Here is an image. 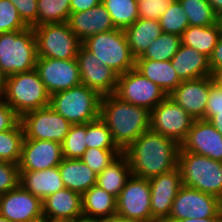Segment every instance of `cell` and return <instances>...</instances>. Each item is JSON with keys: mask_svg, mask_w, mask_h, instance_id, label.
Returning a JSON list of instances; mask_svg holds the SVG:
<instances>
[{"mask_svg": "<svg viewBox=\"0 0 222 222\" xmlns=\"http://www.w3.org/2000/svg\"><path fill=\"white\" fill-rule=\"evenodd\" d=\"M33 31L37 58L76 59L82 42L67 22L41 24L33 27Z\"/></svg>", "mask_w": 222, "mask_h": 222, "instance_id": "cell-8", "label": "cell"}, {"mask_svg": "<svg viewBox=\"0 0 222 222\" xmlns=\"http://www.w3.org/2000/svg\"><path fill=\"white\" fill-rule=\"evenodd\" d=\"M87 123L72 124L65 139L61 143L63 158L80 159L87 150Z\"/></svg>", "mask_w": 222, "mask_h": 222, "instance_id": "cell-37", "label": "cell"}, {"mask_svg": "<svg viewBox=\"0 0 222 222\" xmlns=\"http://www.w3.org/2000/svg\"><path fill=\"white\" fill-rule=\"evenodd\" d=\"M58 169L64 187L81 195L96 185L98 174L80 159L63 158Z\"/></svg>", "mask_w": 222, "mask_h": 222, "instance_id": "cell-26", "label": "cell"}, {"mask_svg": "<svg viewBox=\"0 0 222 222\" xmlns=\"http://www.w3.org/2000/svg\"><path fill=\"white\" fill-rule=\"evenodd\" d=\"M6 80H7V76L3 72V70L0 66V98H2L4 95V91H5V87H6Z\"/></svg>", "mask_w": 222, "mask_h": 222, "instance_id": "cell-53", "label": "cell"}, {"mask_svg": "<svg viewBox=\"0 0 222 222\" xmlns=\"http://www.w3.org/2000/svg\"><path fill=\"white\" fill-rule=\"evenodd\" d=\"M24 139L20 121L12 129L0 132V161L19 164Z\"/></svg>", "mask_w": 222, "mask_h": 222, "instance_id": "cell-32", "label": "cell"}, {"mask_svg": "<svg viewBox=\"0 0 222 222\" xmlns=\"http://www.w3.org/2000/svg\"><path fill=\"white\" fill-rule=\"evenodd\" d=\"M24 140H50L62 143L71 123L50 106L29 111L20 117Z\"/></svg>", "mask_w": 222, "mask_h": 222, "instance_id": "cell-10", "label": "cell"}, {"mask_svg": "<svg viewBox=\"0 0 222 222\" xmlns=\"http://www.w3.org/2000/svg\"><path fill=\"white\" fill-rule=\"evenodd\" d=\"M194 119L169 96L150 111V130L181 145Z\"/></svg>", "mask_w": 222, "mask_h": 222, "instance_id": "cell-11", "label": "cell"}, {"mask_svg": "<svg viewBox=\"0 0 222 222\" xmlns=\"http://www.w3.org/2000/svg\"><path fill=\"white\" fill-rule=\"evenodd\" d=\"M114 94L125 102L145 107L149 111L167 97L158 85L144 77L135 68L118 75Z\"/></svg>", "mask_w": 222, "mask_h": 222, "instance_id": "cell-12", "label": "cell"}, {"mask_svg": "<svg viewBox=\"0 0 222 222\" xmlns=\"http://www.w3.org/2000/svg\"><path fill=\"white\" fill-rule=\"evenodd\" d=\"M43 218L52 221H73L83 216L82 195L63 188L42 200Z\"/></svg>", "mask_w": 222, "mask_h": 222, "instance_id": "cell-21", "label": "cell"}, {"mask_svg": "<svg viewBox=\"0 0 222 222\" xmlns=\"http://www.w3.org/2000/svg\"><path fill=\"white\" fill-rule=\"evenodd\" d=\"M215 115H222V88L213 83L209 88L204 120L209 121Z\"/></svg>", "mask_w": 222, "mask_h": 222, "instance_id": "cell-44", "label": "cell"}, {"mask_svg": "<svg viewBox=\"0 0 222 222\" xmlns=\"http://www.w3.org/2000/svg\"><path fill=\"white\" fill-rule=\"evenodd\" d=\"M177 222H222V217H209V218H203V219L187 218V219L180 220Z\"/></svg>", "mask_w": 222, "mask_h": 222, "instance_id": "cell-49", "label": "cell"}, {"mask_svg": "<svg viewBox=\"0 0 222 222\" xmlns=\"http://www.w3.org/2000/svg\"><path fill=\"white\" fill-rule=\"evenodd\" d=\"M48 222H69V221H52V220H48Z\"/></svg>", "mask_w": 222, "mask_h": 222, "instance_id": "cell-58", "label": "cell"}, {"mask_svg": "<svg viewBox=\"0 0 222 222\" xmlns=\"http://www.w3.org/2000/svg\"><path fill=\"white\" fill-rule=\"evenodd\" d=\"M99 222H143V221L127 219V218L122 217L118 214H115L112 216H107L105 218H101V219H99Z\"/></svg>", "mask_w": 222, "mask_h": 222, "instance_id": "cell-48", "label": "cell"}, {"mask_svg": "<svg viewBox=\"0 0 222 222\" xmlns=\"http://www.w3.org/2000/svg\"><path fill=\"white\" fill-rule=\"evenodd\" d=\"M70 5V0H37V26L68 22L71 13Z\"/></svg>", "mask_w": 222, "mask_h": 222, "instance_id": "cell-34", "label": "cell"}, {"mask_svg": "<svg viewBox=\"0 0 222 222\" xmlns=\"http://www.w3.org/2000/svg\"><path fill=\"white\" fill-rule=\"evenodd\" d=\"M149 179L131 175L116 200V214L127 219L152 222Z\"/></svg>", "mask_w": 222, "mask_h": 222, "instance_id": "cell-13", "label": "cell"}, {"mask_svg": "<svg viewBox=\"0 0 222 222\" xmlns=\"http://www.w3.org/2000/svg\"><path fill=\"white\" fill-rule=\"evenodd\" d=\"M0 222H11V221L6 219L5 217L0 216Z\"/></svg>", "mask_w": 222, "mask_h": 222, "instance_id": "cell-56", "label": "cell"}, {"mask_svg": "<svg viewBox=\"0 0 222 222\" xmlns=\"http://www.w3.org/2000/svg\"><path fill=\"white\" fill-rule=\"evenodd\" d=\"M180 147L184 151L222 162V135L207 120H194Z\"/></svg>", "mask_w": 222, "mask_h": 222, "instance_id": "cell-20", "label": "cell"}, {"mask_svg": "<svg viewBox=\"0 0 222 222\" xmlns=\"http://www.w3.org/2000/svg\"><path fill=\"white\" fill-rule=\"evenodd\" d=\"M36 37L32 27L0 35V66L6 76L35 69Z\"/></svg>", "mask_w": 222, "mask_h": 222, "instance_id": "cell-7", "label": "cell"}, {"mask_svg": "<svg viewBox=\"0 0 222 222\" xmlns=\"http://www.w3.org/2000/svg\"><path fill=\"white\" fill-rule=\"evenodd\" d=\"M220 37L218 24L210 26H189L182 34L183 45L210 57Z\"/></svg>", "mask_w": 222, "mask_h": 222, "instance_id": "cell-30", "label": "cell"}, {"mask_svg": "<svg viewBox=\"0 0 222 222\" xmlns=\"http://www.w3.org/2000/svg\"><path fill=\"white\" fill-rule=\"evenodd\" d=\"M149 181L152 222H164L169 217L173 201L183 186L180 169L176 167Z\"/></svg>", "mask_w": 222, "mask_h": 222, "instance_id": "cell-15", "label": "cell"}, {"mask_svg": "<svg viewBox=\"0 0 222 222\" xmlns=\"http://www.w3.org/2000/svg\"><path fill=\"white\" fill-rule=\"evenodd\" d=\"M180 145L170 138L148 130L123 152L133 176L151 179L178 167Z\"/></svg>", "mask_w": 222, "mask_h": 222, "instance_id": "cell-1", "label": "cell"}, {"mask_svg": "<svg viewBox=\"0 0 222 222\" xmlns=\"http://www.w3.org/2000/svg\"><path fill=\"white\" fill-rule=\"evenodd\" d=\"M19 165L0 161V194L7 193L19 185Z\"/></svg>", "mask_w": 222, "mask_h": 222, "instance_id": "cell-41", "label": "cell"}, {"mask_svg": "<svg viewBox=\"0 0 222 222\" xmlns=\"http://www.w3.org/2000/svg\"><path fill=\"white\" fill-rule=\"evenodd\" d=\"M86 146L87 149H120L114 142L109 128L100 118L87 123Z\"/></svg>", "mask_w": 222, "mask_h": 222, "instance_id": "cell-38", "label": "cell"}, {"mask_svg": "<svg viewBox=\"0 0 222 222\" xmlns=\"http://www.w3.org/2000/svg\"><path fill=\"white\" fill-rule=\"evenodd\" d=\"M0 216L11 222H34L43 218L42 200L20 184L0 195Z\"/></svg>", "mask_w": 222, "mask_h": 222, "instance_id": "cell-17", "label": "cell"}, {"mask_svg": "<svg viewBox=\"0 0 222 222\" xmlns=\"http://www.w3.org/2000/svg\"><path fill=\"white\" fill-rule=\"evenodd\" d=\"M71 222H99V219L94 218H88L85 216L78 217L77 219L71 221Z\"/></svg>", "mask_w": 222, "mask_h": 222, "instance_id": "cell-54", "label": "cell"}, {"mask_svg": "<svg viewBox=\"0 0 222 222\" xmlns=\"http://www.w3.org/2000/svg\"><path fill=\"white\" fill-rule=\"evenodd\" d=\"M34 222H48V220L46 218H41V219L34 221Z\"/></svg>", "mask_w": 222, "mask_h": 222, "instance_id": "cell-57", "label": "cell"}, {"mask_svg": "<svg viewBox=\"0 0 222 222\" xmlns=\"http://www.w3.org/2000/svg\"><path fill=\"white\" fill-rule=\"evenodd\" d=\"M132 55L140 57L162 33L160 22L138 18L124 30Z\"/></svg>", "mask_w": 222, "mask_h": 222, "instance_id": "cell-27", "label": "cell"}, {"mask_svg": "<svg viewBox=\"0 0 222 222\" xmlns=\"http://www.w3.org/2000/svg\"><path fill=\"white\" fill-rule=\"evenodd\" d=\"M123 151L121 149L88 148L80 160L90 167L96 174H100Z\"/></svg>", "mask_w": 222, "mask_h": 222, "instance_id": "cell-39", "label": "cell"}, {"mask_svg": "<svg viewBox=\"0 0 222 222\" xmlns=\"http://www.w3.org/2000/svg\"><path fill=\"white\" fill-rule=\"evenodd\" d=\"M209 122L222 135V115L213 116Z\"/></svg>", "mask_w": 222, "mask_h": 222, "instance_id": "cell-51", "label": "cell"}, {"mask_svg": "<svg viewBox=\"0 0 222 222\" xmlns=\"http://www.w3.org/2000/svg\"><path fill=\"white\" fill-rule=\"evenodd\" d=\"M172 66L181 81L211 76L209 58L194 48L181 44L171 59Z\"/></svg>", "mask_w": 222, "mask_h": 222, "instance_id": "cell-23", "label": "cell"}, {"mask_svg": "<svg viewBox=\"0 0 222 222\" xmlns=\"http://www.w3.org/2000/svg\"><path fill=\"white\" fill-rule=\"evenodd\" d=\"M19 172V184L41 200L64 188L58 166L40 171Z\"/></svg>", "mask_w": 222, "mask_h": 222, "instance_id": "cell-24", "label": "cell"}, {"mask_svg": "<svg viewBox=\"0 0 222 222\" xmlns=\"http://www.w3.org/2000/svg\"><path fill=\"white\" fill-rule=\"evenodd\" d=\"M16 7L20 18L28 27L37 26V0H9Z\"/></svg>", "mask_w": 222, "mask_h": 222, "instance_id": "cell-43", "label": "cell"}, {"mask_svg": "<svg viewBox=\"0 0 222 222\" xmlns=\"http://www.w3.org/2000/svg\"><path fill=\"white\" fill-rule=\"evenodd\" d=\"M213 82L220 88H222V66L216 68L211 75Z\"/></svg>", "mask_w": 222, "mask_h": 222, "instance_id": "cell-50", "label": "cell"}, {"mask_svg": "<svg viewBox=\"0 0 222 222\" xmlns=\"http://www.w3.org/2000/svg\"><path fill=\"white\" fill-rule=\"evenodd\" d=\"M101 97L81 84L50 95L49 106L71 124H85L99 118Z\"/></svg>", "mask_w": 222, "mask_h": 222, "instance_id": "cell-5", "label": "cell"}, {"mask_svg": "<svg viewBox=\"0 0 222 222\" xmlns=\"http://www.w3.org/2000/svg\"><path fill=\"white\" fill-rule=\"evenodd\" d=\"M99 118L123 152L142 133L150 130V111L125 102L115 94L101 97Z\"/></svg>", "mask_w": 222, "mask_h": 222, "instance_id": "cell-2", "label": "cell"}, {"mask_svg": "<svg viewBox=\"0 0 222 222\" xmlns=\"http://www.w3.org/2000/svg\"><path fill=\"white\" fill-rule=\"evenodd\" d=\"M82 45L118 75L135 68L136 58L131 53L124 30L95 34L85 39Z\"/></svg>", "mask_w": 222, "mask_h": 222, "instance_id": "cell-6", "label": "cell"}, {"mask_svg": "<svg viewBox=\"0 0 222 222\" xmlns=\"http://www.w3.org/2000/svg\"><path fill=\"white\" fill-rule=\"evenodd\" d=\"M172 0H137L139 18L158 20Z\"/></svg>", "mask_w": 222, "mask_h": 222, "instance_id": "cell-42", "label": "cell"}, {"mask_svg": "<svg viewBox=\"0 0 222 222\" xmlns=\"http://www.w3.org/2000/svg\"><path fill=\"white\" fill-rule=\"evenodd\" d=\"M27 28L29 27L20 18L14 4L9 0H0V35Z\"/></svg>", "mask_w": 222, "mask_h": 222, "instance_id": "cell-40", "label": "cell"}, {"mask_svg": "<svg viewBox=\"0 0 222 222\" xmlns=\"http://www.w3.org/2000/svg\"><path fill=\"white\" fill-rule=\"evenodd\" d=\"M131 175L129 160L122 153L97 175L96 185L117 198Z\"/></svg>", "mask_w": 222, "mask_h": 222, "instance_id": "cell-28", "label": "cell"}, {"mask_svg": "<svg viewBox=\"0 0 222 222\" xmlns=\"http://www.w3.org/2000/svg\"><path fill=\"white\" fill-rule=\"evenodd\" d=\"M185 10L190 26H210L217 23V15L207 0H178Z\"/></svg>", "mask_w": 222, "mask_h": 222, "instance_id": "cell-35", "label": "cell"}, {"mask_svg": "<svg viewBox=\"0 0 222 222\" xmlns=\"http://www.w3.org/2000/svg\"><path fill=\"white\" fill-rule=\"evenodd\" d=\"M182 44L181 37L174 34L162 33L148 49L136 59H150L156 61H169L177 53Z\"/></svg>", "mask_w": 222, "mask_h": 222, "instance_id": "cell-33", "label": "cell"}, {"mask_svg": "<svg viewBox=\"0 0 222 222\" xmlns=\"http://www.w3.org/2000/svg\"><path fill=\"white\" fill-rule=\"evenodd\" d=\"M116 29L125 30L138 18L137 0H102Z\"/></svg>", "mask_w": 222, "mask_h": 222, "instance_id": "cell-31", "label": "cell"}, {"mask_svg": "<svg viewBox=\"0 0 222 222\" xmlns=\"http://www.w3.org/2000/svg\"><path fill=\"white\" fill-rule=\"evenodd\" d=\"M217 24L219 26V30H220V35L222 36V15H219L217 17Z\"/></svg>", "mask_w": 222, "mask_h": 222, "instance_id": "cell-55", "label": "cell"}, {"mask_svg": "<svg viewBox=\"0 0 222 222\" xmlns=\"http://www.w3.org/2000/svg\"><path fill=\"white\" fill-rule=\"evenodd\" d=\"M217 16L222 15V0H207Z\"/></svg>", "mask_w": 222, "mask_h": 222, "instance_id": "cell-52", "label": "cell"}, {"mask_svg": "<svg viewBox=\"0 0 222 222\" xmlns=\"http://www.w3.org/2000/svg\"><path fill=\"white\" fill-rule=\"evenodd\" d=\"M96 58L83 45L79 47L76 59L81 83L96 90L101 96L114 94L117 88L118 74Z\"/></svg>", "mask_w": 222, "mask_h": 222, "instance_id": "cell-16", "label": "cell"}, {"mask_svg": "<svg viewBox=\"0 0 222 222\" xmlns=\"http://www.w3.org/2000/svg\"><path fill=\"white\" fill-rule=\"evenodd\" d=\"M117 198L97 185L82 194L83 216L101 219L116 214Z\"/></svg>", "mask_w": 222, "mask_h": 222, "instance_id": "cell-29", "label": "cell"}, {"mask_svg": "<svg viewBox=\"0 0 222 222\" xmlns=\"http://www.w3.org/2000/svg\"><path fill=\"white\" fill-rule=\"evenodd\" d=\"M209 217H222L221 199L199 190L182 186L173 201L169 217L164 222Z\"/></svg>", "mask_w": 222, "mask_h": 222, "instance_id": "cell-9", "label": "cell"}, {"mask_svg": "<svg viewBox=\"0 0 222 222\" xmlns=\"http://www.w3.org/2000/svg\"><path fill=\"white\" fill-rule=\"evenodd\" d=\"M161 29L164 33L182 36L183 32L190 26L185 10L178 0H172L167 10L159 19Z\"/></svg>", "mask_w": 222, "mask_h": 222, "instance_id": "cell-36", "label": "cell"}, {"mask_svg": "<svg viewBox=\"0 0 222 222\" xmlns=\"http://www.w3.org/2000/svg\"><path fill=\"white\" fill-rule=\"evenodd\" d=\"M63 159L61 143L50 140H24L19 171H40L57 167Z\"/></svg>", "mask_w": 222, "mask_h": 222, "instance_id": "cell-19", "label": "cell"}, {"mask_svg": "<svg viewBox=\"0 0 222 222\" xmlns=\"http://www.w3.org/2000/svg\"><path fill=\"white\" fill-rule=\"evenodd\" d=\"M2 99L19 117L50 104V94L35 69L7 76Z\"/></svg>", "mask_w": 222, "mask_h": 222, "instance_id": "cell-4", "label": "cell"}, {"mask_svg": "<svg viewBox=\"0 0 222 222\" xmlns=\"http://www.w3.org/2000/svg\"><path fill=\"white\" fill-rule=\"evenodd\" d=\"M222 66V36L220 35L217 45L213 49L211 56L209 57V67L213 72L216 68Z\"/></svg>", "mask_w": 222, "mask_h": 222, "instance_id": "cell-46", "label": "cell"}, {"mask_svg": "<svg viewBox=\"0 0 222 222\" xmlns=\"http://www.w3.org/2000/svg\"><path fill=\"white\" fill-rule=\"evenodd\" d=\"M19 121L20 117L0 98V132L12 129Z\"/></svg>", "mask_w": 222, "mask_h": 222, "instance_id": "cell-45", "label": "cell"}, {"mask_svg": "<svg viewBox=\"0 0 222 222\" xmlns=\"http://www.w3.org/2000/svg\"><path fill=\"white\" fill-rule=\"evenodd\" d=\"M35 70L50 95L82 84L77 59L37 58Z\"/></svg>", "mask_w": 222, "mask_h": 222, "instance_id": "cell-14", "label": "cell"}, {"mask_svg": "<svg viewBox=\"0 0 222 222\" xmlns=\"http://www.w3.org/2000/svg\"><path fill=\"white\" fill-rule=\"evenodd\" d=\"M211 76L182 81L169 97L181 106L194 120L205 118Z\"/></svg>", "mask_w": 222, "mask_h": 222, "instance_id": "cell-18", "label": "cell"}, {"mask_svg": "<svg viewBox=\"0 0 222 222\" xmlns=\"http://www.w3.org/2000/svg\"><path fill=\"white\" fill-rule=\"evenodd\" d=\"M71 12L86 11L102 3V0H70Z\"/></svg>", "mask_w": 222, "mask_h": 222, "instance_id": "cell-47", "label": "cell"}, {"mask_svg": "<svg viewBox=\"0 0 222 222\" xmlns=\"http://www.w3.org/2000/svg\"><path fill=\"white\" fill-rule=\"evenodd\" d=\"M135 69L151 82L158 85L169 96L182 82L174 70L171 60L156 61L136 59Z\"/></svg>", "mask_w": 222, "mask_h": 222, "instance_id": "cell-25", "label": "cell"}, {"mask_svg": "<svg viewBox=\"0 0 222 222\" xmlns=\"http://www.w3.org/2000/svg\"><path fill=\"white\" fill-rule=\"evenodd\" d=\"M182 185L222 199V162L184 151L178 154Z\"/></svg>", "mask_w": 222, "mask_h": 222, "instance_id": "cell-3", "label": "cell"}, {"mask_svg": "<svg viewBox=\"0 0 222 222\" xmlns=\"http://www.w3.org/2000/svg\"><path fill=\"white\" fill-rule=\"evenodd\" d=\"M67 23L81 42L95 34L116 29L102 3L86 11L71 12Z\"/></svg>", "mask_w": 222, "mask_h": 222, "instance_id": "cell-22", "label": "cell"}]
</instances>
